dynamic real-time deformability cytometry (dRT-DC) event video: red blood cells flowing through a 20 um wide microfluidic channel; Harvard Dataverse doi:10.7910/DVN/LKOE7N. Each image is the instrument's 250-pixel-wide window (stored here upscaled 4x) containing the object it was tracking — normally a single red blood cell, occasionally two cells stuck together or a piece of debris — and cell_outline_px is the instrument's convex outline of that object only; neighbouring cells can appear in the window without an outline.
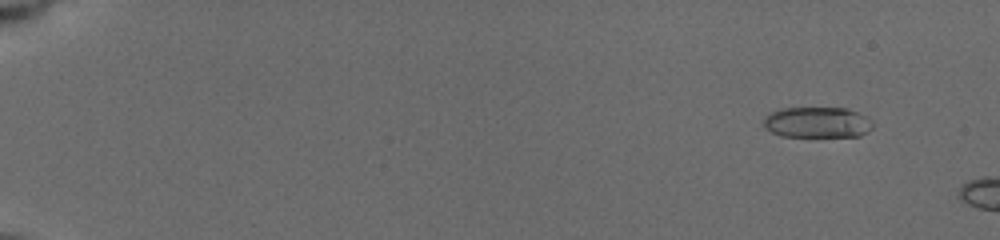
{"species": "common noctule bat (a hibernating species)", "species_latin": "Nyctalus noctula", "temperature_condition": "cold", "stored_images_in_passage": 7, "camera_frame_rate_fps": 3000, "um_per_image_px": 0.085, "animal": {"sex": "female", "body_mass_g": 19.5, "forearm_length_mm": 54.1}, "frame": {"image": 1, "passage_image": 4, "time_ms": 1.667, "image_size_px": [1000, 240], "cell_outline_px": [[872, 128], [868, 132], [860, 136], [780, 136], [764, 128], [764, 116], [768, 112], [784, 108], [848, 108], [868, 116], [872, 120]], "centroid_in_image_um": [69.48, 10.39], "position_along_channel_um": 15.5, "area_um2": 19.83}}